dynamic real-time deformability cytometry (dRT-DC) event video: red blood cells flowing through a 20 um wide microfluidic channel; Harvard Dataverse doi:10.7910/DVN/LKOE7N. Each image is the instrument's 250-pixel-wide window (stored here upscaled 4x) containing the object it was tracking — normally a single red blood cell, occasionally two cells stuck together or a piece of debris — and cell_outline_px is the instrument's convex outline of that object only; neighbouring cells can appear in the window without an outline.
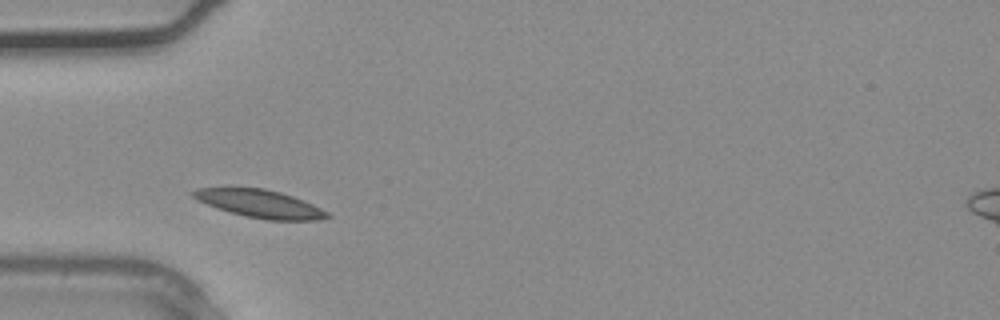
{"species": "common noctule bat (a hibernating species)", "species_latin": "Nyctalus noctula", "temperature_condition": "warm", "stored_images_in_passage": 30, "camera_frame_rate_fps": 3000, "um_per_image_px": 0.085, "animal": {"sex": "male", "body_mass_g": 20.4}, "frame": {"image": 1, "passage_image": 5, "time_ms": 1.333, "image_size_px": [1000, 320], "cell_outline_px": [[332, 216], [316, 220], [268, 220], [244, 216], [216, 208], [192, 196], [188, 192], [196, 188], [264, 188], [280, 192], [292, 196], [312, 204], [328, 212]], "centroid_in_image_um": [22.08, 17.32], "position_along_channel_um": 62.9, "area_um2": 21.56}}